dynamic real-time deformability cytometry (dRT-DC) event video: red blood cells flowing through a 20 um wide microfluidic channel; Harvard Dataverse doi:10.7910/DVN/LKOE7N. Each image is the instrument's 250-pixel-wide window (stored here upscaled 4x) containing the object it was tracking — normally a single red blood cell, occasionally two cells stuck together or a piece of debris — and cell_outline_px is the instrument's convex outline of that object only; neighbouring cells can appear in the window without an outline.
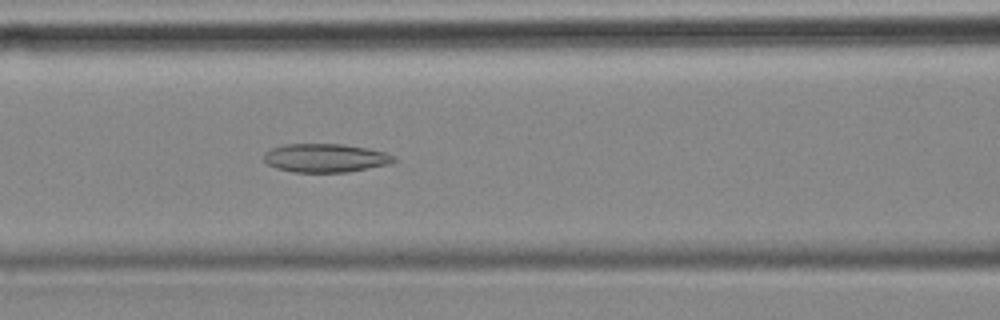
{"species": "common noctule bat (a hibernating species)", "species_latin": "Nyctalus noctula", "temperature_condition": "cold", "stored_images_in_passage": 53, "camera_frame_rate_fps": 3000, "um_per_image_px": 0.085, "animal": {"sex": "female", "body_mass_g": 18.4}, "frame": {"image": 1, "passage_image": 23, "time_ms": 7.333, "image_size_px": [1000, 320], "cell_outline_px": [[396, 160], [388, 164], [348, 172], [292, 172], [276, 168], [268, 164], [264, 160], [264, 152], [272, 148], [284, 144], [344, 144], [388, 152]], "centroid_in_image_um": [27.64, 13.42], "position_along_channel_um": 139.0, "area_um2": 21.62}}
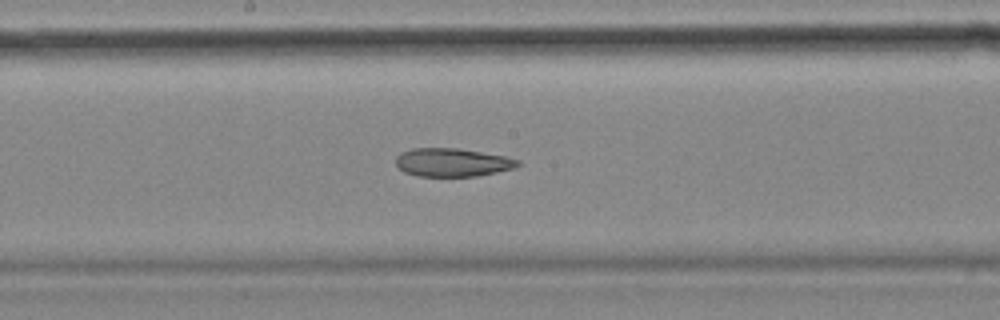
{"frame": {"image": 2, "passage_image": 29, "time_ms": 9.333, "image_size_px": [1000, 320], "cell_outline_px": [[520, 164], [516, 168], [476, 176], [420, 176], [404, 172], [396, 164], [396, 156], [400, 152], [412, 148], [456, 148], [504, 156], [520, 160]], "centroid_in_image_um": [38.44, 13.8], "position_along_channel_um": 209.8, "area_um2": 20.06}}
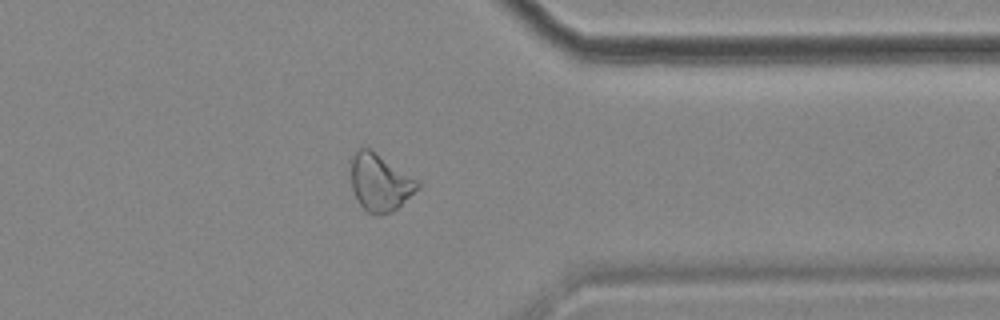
{"frame": {"image": 3, "passage_image": 44, "time_ms": 14.333, "image_size_px": [1000, 320], "cell_outline_px": [[420, 188], [392, 212], [380, 216], [376, 216], [368, 212], [356, 200], [352, 188], [348, 160], [360, 148], [368, 148], [420, 180]], "centroid_in_image_um": [32.28, 15.52], "position_along_channel_um": 379.1, "area_um2": 22.6}}